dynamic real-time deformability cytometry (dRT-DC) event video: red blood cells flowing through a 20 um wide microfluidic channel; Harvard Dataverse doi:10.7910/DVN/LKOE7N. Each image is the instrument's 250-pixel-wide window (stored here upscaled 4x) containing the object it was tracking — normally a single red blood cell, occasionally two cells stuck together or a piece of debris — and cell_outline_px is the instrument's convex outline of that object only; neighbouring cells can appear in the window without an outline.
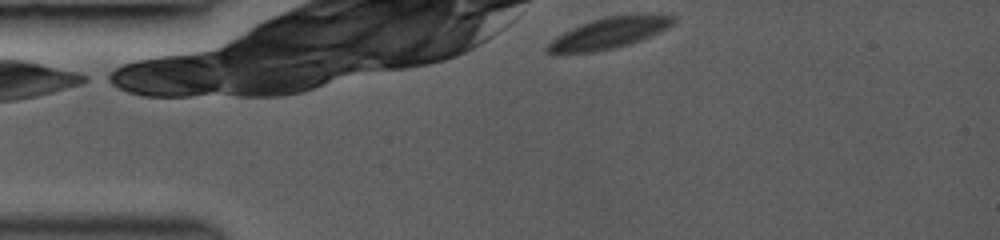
{"species": "common noctule bat (a hibernating species)", "species_latin": "Nyctalus noctula", "temperature_condition": "room temperature", "stored_images_in_passage": 25, "camera_frame_rate_fps": 3000, "um_per_image_px": 0.085, "animal": {"sex": "female", "body_mass_g": 19.0, "forearm_length_mm": 53.3}, "frame": {"image": 1, "passage_image": 1, "time_ms": 0.0, "image_size_px": [1000, 240], "cell_outline_px": [[676, 20], [668, 28], [660, 32], [640, 40], [628, 44], [612, 48], [592, 52], [552, 56], [544, 52], [544, 48], [556, 36], [580, 24], [604, 16], [648, 12], [676, 16]], "centroid_in_image_um": [51.73, 2.8], "position_along_channel_um": 33.3, "area_um2": 23.64}}
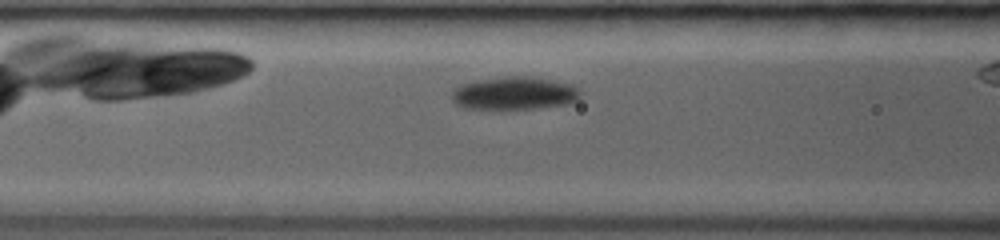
{"frame": {"image": 2, "passage_image": 9, "time_ms": 3.333, "image_size_px": [1000, 240], "cell_outline_px": [[584, 92], [572, 104], [536, 108], [492, 112], [460, 108], [452, 104], [452, 92], [460, 84], [476, 80], [508, 76], [532, 76], [572, 84]], "centroid_in_image_um": [43.68, 7.98], "position_along_channel_um": 122.9, "area_um2": 26.07}}
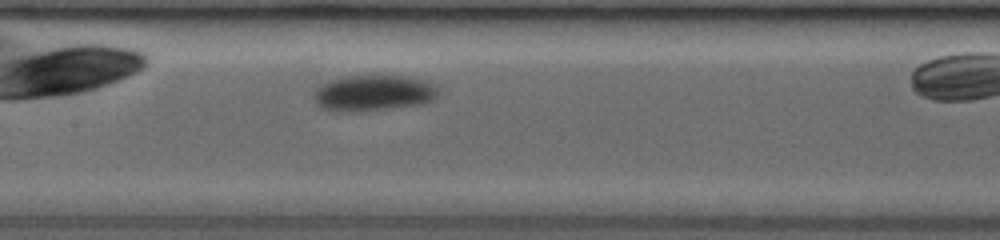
{"frame": {"image": 3, "passage_image": 12, "time_ms": 4.667, "image_size_px": [1000, 240], "cell_outline_px": [[436, 96], [432, 100], [420, 104], [392, 108], [352, 112], [336, 112], [320, 108], [316, 104], [312, 96], [316, 88], [320, 84], [332, 80], [348, 76], [400, 76], [428, 80], [436, 84]], "centroid_in_image_um": [31.69, 7.92], "position_along_channel_um": 175.7, "area_um2": 26.18}}